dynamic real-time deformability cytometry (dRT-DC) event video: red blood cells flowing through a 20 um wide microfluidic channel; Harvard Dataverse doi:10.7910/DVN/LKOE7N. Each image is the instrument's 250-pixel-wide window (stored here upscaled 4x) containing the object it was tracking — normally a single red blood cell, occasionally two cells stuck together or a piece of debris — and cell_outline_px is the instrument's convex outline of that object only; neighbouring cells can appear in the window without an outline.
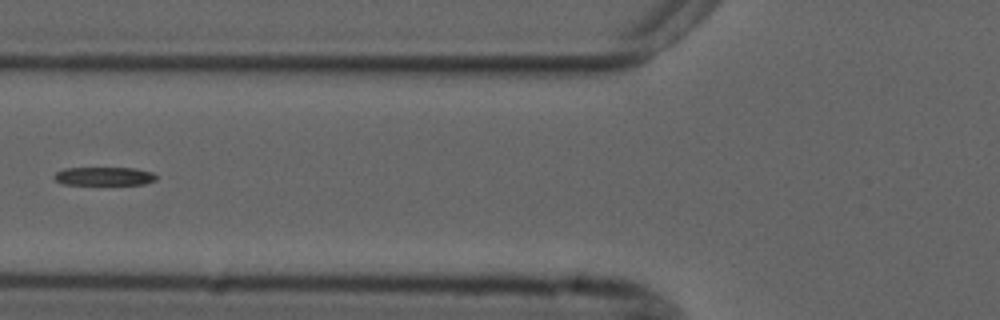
{"species": "common noctule bat (a hibernating species)", "species_latin": "Nyctalus noctula", "temperature_condition": "cold", "stored_images_in_passage": 5, "camera_frame_rate_fps": 3000, "um_per_image_px": 0.085, "animal": {"sex": "male", "forearm_length_mm": 52.5}, "frame": {"image": 1, "passage_image": 4, "time_ms": 3.667, "image_size_px": [1000, 320], "cell_outline_px": [[156, 180], [144, 184], [64, 184], [56, 180], [52, 176], [56, 172], [64, 168], [136, 168], [152, 172], [156, 176]], "centroid_in_image_um": [8.85, 14.97], "position_along_channel_um": 117.0, "area_um2": 10.87}}
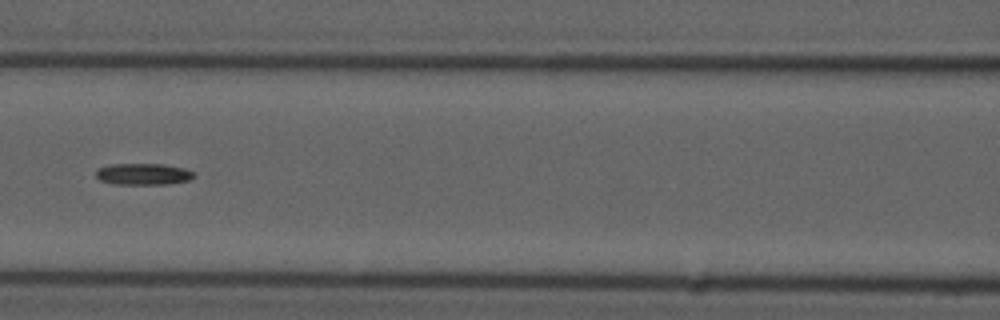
{"frame": {"image": 2, "passage_image": 5, "time_ms": 4.667, "image_size_px": [1000, 320], "cell_outline_px": [[196, 176], [188, 180], [168, 184], [112, 184], [100, 180], [96, 176], [96, 168], [112, 164], [164, 164], [184, 168], [196, 172]], "centroid_in_image_um": [12.19, 14.79], "position_along_channel_um": 154.4, "area_um2": 12.43}}